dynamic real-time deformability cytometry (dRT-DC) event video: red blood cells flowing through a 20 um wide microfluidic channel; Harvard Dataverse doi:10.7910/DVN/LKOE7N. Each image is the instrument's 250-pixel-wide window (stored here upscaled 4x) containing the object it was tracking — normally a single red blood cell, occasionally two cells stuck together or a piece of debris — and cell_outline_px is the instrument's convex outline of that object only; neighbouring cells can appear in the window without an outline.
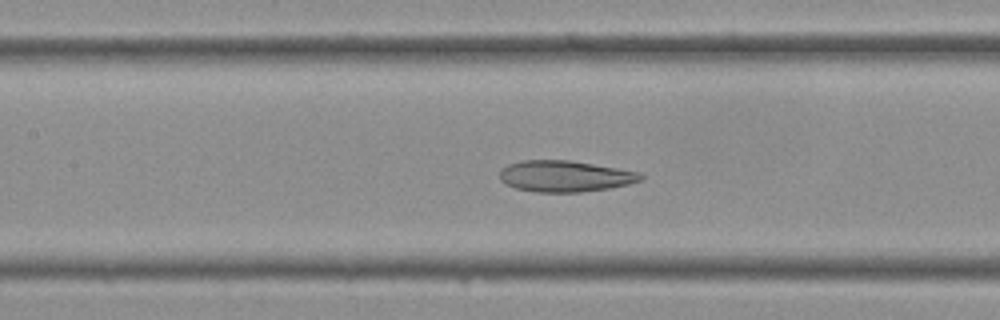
{"species": "Egyptian fruit bat (a non-hibernating species)", "species_latin": "Rousettus aegyptiacus", "temperature_condition": "cold", "stored_images_in_passage": 40, "camera_frame_rate_fps": 3000, "um_per_image_px": 0.085, "frame": {"image": 1, "passage_image": 18, "time_ms": 5.667, "image_size_px": [1000, 320], "cell_outline_px": [[644, 180], [628, 184], [608, 188], [580, 192], [536, 192], [516, 188], [504, 184], [500, 180], [500, 172], [508, 164], [520, 160], [568, 160], [640, 172], [644, 176]], "centroid_in_image_um": [48.01, 14.98], "position_along_channel_um": 159.4, "area_um2": 25.61}}
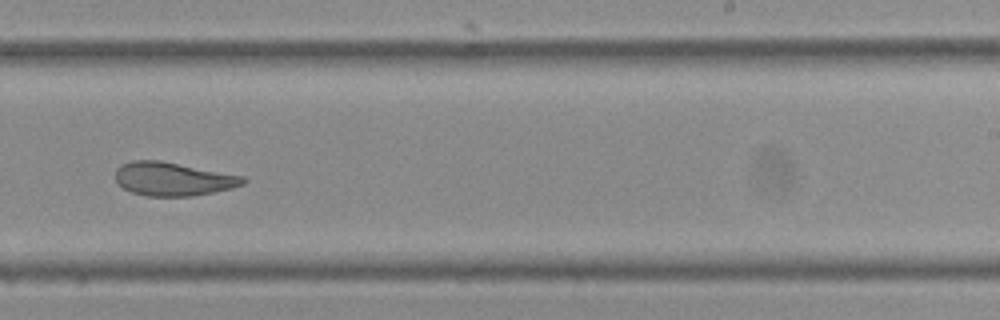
{"frame": {"image": 2, "passage_image": 25, "time_ms": 8.0, "image_size_px": [1000, 320], "cell_outline_px": [[248, 180], [244, 184], [232, 188], [192, 196], [148, 196], [132, 192], [124, 188], [116, 180], [116, 168], [120, 164], [132, 160], [160, 160], [244, 176]], "centroid_in_image_um": [14.71, 15.2], "position_along_channel_um": 274.3, "area_um2": 24.91}}
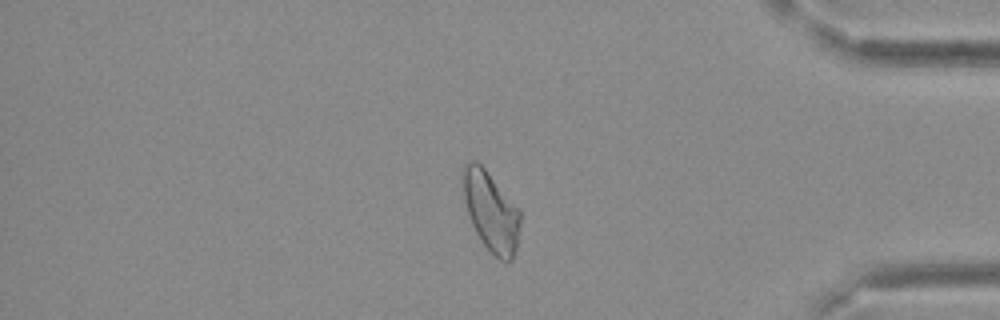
{"frame": {"image": 3, "passage_image": 34, "time_ms": 11.0, "image_size_px": [1000, 320], "cell_outline_px": [[520, 224], [516, 252], [512, 260], [508, 264], [500, 260], [484, 244], [476, 232], [472, 224], [468, 212], [464, 196], [460, 176], [460, 172], [464, 164], [468, 160], [476, 160], [484, 168], [520, 212]], "centroid_in_image_um": [41.7, 17.97], "position_along_channel_um": 393.5, "area_um2": 26.36}}